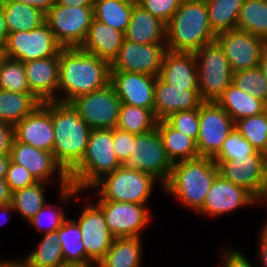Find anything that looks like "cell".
<instances>
[{"label":"cell","mask_w":267,"mask_h":267,"mask_svg":"<svg viewBox=\"0 0 267 267\" xmlns=\"http://www.w3.org/2000/svg\"><path fill=\"white\" fill-rule=\"evenodd\" d=\"M102 209L109 232L114 238L141 237L152 213L146 204L116 201H97Z\"/></svg>","instance_id":"cell-15"},{"label":"cell","mask_w":267,"mask_h":267,"mask_svg":"<svg viewBox=\"0 0 267 267\" xmlns=\"http://www.w3.org/2000/svg\"><path fill=\"white\" fill-rule=\"evenodd\" d=\"M156 129L172 164L199 157L197 144L193 138L175 130L165 120H158Z\"/></svg>","instance_id":"cell-28"},{"label":"cell","mask_w":267,"mask_h":267,"mask_svg":"<svg viewBox=\"0 0 267 267\" xmlns=\"http://www.w3.org/2000/svg\"><path fill=\"white\" fill-rule=\"evenodd\" d=\"M45 182H36L34 185L19 189L12 193L13 208L28 222L46 204Z\"/></svg>","instance_id":"cell-38"},{"label":"cell","mask_w":267,"mask_h":267,"mask_svg":"<svg viewBox=\"0 0 267 267\" xmlns=\"http://www.w3.org/2000/svg\"><path fill=\"white\" fill-rule=\"evenodd\" d=\"M5 44L9 58L23 63L58 56L63 49L46 22L30 31L8 33Z\"/></svg>","instance_id":"cell-12"},{"label":"cell","mask_w":267,"mask_h":267,"mask_svg":"<svg viewBox=\"0 0 267 267\" xmlns=\"http://www.w3.org/2000/svg\"><path fill=\"white\" fill-rule=\"evenodd\" d=\"M29 6H33L46 14L56 3V0H14Z\"/></svg>","instance_id":"cell-50"},{"label":"cell","mask_w":267,"mask_h":267,"mask_svg":"<svg viewBox=\"0 0 267 267\" xmlns=\"http://www.w3.org/2000/svg\"><path fill=\"white\" fill-rule=\"evenodd\" d=\"M10 191L13 193L19 189L34 185L37 181L23 166L10 161L5 177Z\"/></svg>","instance_id":"cell-46"},{"label":"cell","mask_w":267,"mask_h":267,"mask_svg":"<svg viewBox=\"0 0 267 267\" xmlns=\"http://www.w3.org/2000/svg\"><path fill=\"white\" fill-rule=\"evenodd\" d=\"M219 174L231 183L241 186L258 199L267 178V155L255 153L234 160L215 161Z\"/></svg>","instance_id":"cell-16"},{"label":"cell","mask_w":267,"mask_h":267,"mask_svg":"<svg viewBox=\"0 0 267 267\" xmlns=\"http://www.w3.org/2000/svg\"><path fill=\"white\" fill-rule=\"evenodd\" d=\"M8 212H12V213L15 212L12 203L0 205V218H2V220H0V226L2 224H5L6 222H8L9 218L8 217L5 218L6 214H8ZM3 218H5V220Z\"/></svg>","instance_id":"cell-56"},{"label":"cell","mask_w":267,"mask_h":267,"mask_svg":"<svg viewBox=\"0 0 267 267\" xmlns=\"http://www.w3.org/2000/svg\"><path fill=\"white\" fill-rule=\"evenodd\" d=\"M57 232L65 264L68 267H86V251L82 234L74 219H67Z\"/></svg>","instance_id":"cell-33"},{"label":"cell","mask_w":267,"mask_h":267,"mask_svg":"<svg viewBox=\"0 0 267 267\" xmlns=\"http://www.w3.org/2000/svg\"><path fill=\"white\" fill-rule=\"evenodd\" d=\"M54 147L57 163L69 174L86 152L91 129L70 103L52 101Z\"/></svg>","instance_id":"cell-3"},{"label":"cell","mask_w":267,"mask_h":267,"mask_svg":"<svg viewBox=\"0 0 267 267\" xmlns=\"http://www.w3.org/2000/svg\"><path fill=\"white\" fill-rule=\"evenodd\" d=\"M156 77L124 71H110V84L122 104L154 111V86Z\"/></svg>","instance_id":"cell-21"},{"label":"cell","mask_w":267,"mask_h":267,"mask_svg":"<svg viewBox=\"0 0 267 267\" xmlns=\"http://www.w3.org/2000/svg\"><path fill=\"white\" fill-rule=\"evenodd\" d=\"M10 161V155H0V178L6 177Z\"/></svg>","instance_id":"cell-55"},{"label":"cell","mask_w":267,"mask_h":267,"mask_svg":"<svg viewBox=\"0 0 267 267\" xmlns=\"http://www.w3.org/2000/svg\"><path fill=\"white\" fill-rule=\"evenodd\" d=\"M12 192L9 185L6 183L5 178H0V205L11 203Z\"/></svg>","instance_id":"cell-52"},{"label":"cell","mask_w":267,"mask_h":267,"mask_svg":"<svg viewBox=\"0 0 267 267\" xmlns=\"http://www.w3.org/2000/svg\"><path fill=\"white\" fill-rule=\"evenodd\" d=\"M126 168H133L154 176L162 184L168 182L173 164L168 158L158 130L135 135L130 157L123 164Z\"/></svg>","instance_id":"cell-9"},{"label":"cell","mask_w":267,"mask_h":267,"mask_svg":"<svg viewBox=\"0 0 267 267\" xmlns=\"http://www.w3.org/2000/svg\"><path fill=\"white\" fill-rule=\"evenodd\" d=\"M15 139L37 149L52 152L54 130L52 121V101L39 105L15 126Z\"/></svg>","instance_id":"cell-20"},{"label":"cell","mask_w":267,"mask_h":267,"mask_svg":"<svg viewBox=\"0 0 267 267\" xmlns=\"http://www.w3.org/2000/svg\"><path fill=\"white\" fill-rule=\"evenodd\" d=\"M58 242L57 231L45 233L36 249L24 258L26 267H68Z\"/></svg>","instance_id":"cell-35"},{"label":"cell","mask_w":267,"mask_h":267,"mask_svg":"<svg viewBox=\"0 0 267 267\" xmlns=\"http://www.w3.org/2000/svg\"><path fill=\"white\" fill-rule=\"evenodd\" d=\"M235 122L215 101H204L199 107V157L213 158L222 147Z\"/></svg>","instance_id":"cell-13"},{"label":"cell","mask_w":267,"mask_h":267,"mask_svg":"<svg viewBox=\"0 0 267 267\" xmlns=\"http://www.w3.org/2000/svg\"><path fill=\"white\" fill-rule=\"evenodd\" d=\"M124 38L123 32L93 18L87 37L80 48L111 64L117 57Z\"/></svg>","instance_id":"cell-25"},{"label":"cell","mask_w":267,"mask_h":267,"mask_svg":"<svg viewBox=\"0 0 267 267\" xmlns=\"http://www.w3.org/2000/svg\"><path fill=\"white\" fill-rule=\"evenodd\" d=\"M257 202H259V203L265 202L266 207H267V178L265 180L263 191L261 192L260 197L257 199ZM263 226L267 227V221L265 222V224Z\"/></svg>","instance_id":"cell-60"},{"label":"cell","mask_w":267,"mask_h":267,"mask_svg":"<svg viewBox=\"0 0 267 267\" xmlns=\"http://www.w3.org/2000/svg\"><path fill=\"white\" fill-rule=\"evenodd\" d=\"M120 166L113 147V129H93L82 161L68 174L70 185L89 190Z\"/></svg>","instance_id":"cell-5"},{"label":"cell","mask_w":267,"mask_h":267,"mask_svg":"<svg viewBox=\"0 0 267 267\" xmlns=\"http://www.w3.org/2000/svg\"><path fill=\"white\" fill-rule=\"evenodd\" d=\"M194 54L200 97L203 101H216L232 83L233 71L224 50L214 41Z\"/></svg>","instance_id":"cell-8"},{"label":"cell","mask_w":267,"mask_h":267,"mask_svg":"<svg viewBox=\"0 0 267 267\" xmlns=\"http://www.w3.org/2000/svg\"><path fill=\"white\" fill-rule=\"evenodd\" d=\"M69 103L91 130L116 128L122 102L111 84L79 95Z\"/></svg>","instance_id":"cell-11"},{"label":"cell","mask_w":267,"mask_h":267,"mask_svg":"<svg viewBox=\"0 0 267 267\" xmlns=\"http://www.w3.org/2000/svg\"><path fill=\"white\" fill-rule=\"evenodd\" d=\"M259 235V249L258 251L260 252V262L263 267H267V227H262Z\"/></svg>","instance_id":"cell-51"},{"label":"cell","mask_w":267,"mask_h":267,"mask_svg":"<svg viewBox=\"0 0 267 267\" xmlns=\"http://www.w3.org/2000/svg\"><path fill=\"white\" fill-rule=\"evenodd\" d=\"M234 122L241 118L259 115L267 110V104L238 89L232 83L215 101Z\"/></svg>","instance_id":"cell-27"},{"label":"cell","mask_w":267,"mask_h":267,"mask_svg":"<svg viewBox=\"0 0 267 267\" xmlns=\"http://www.w3.org/2000/svg\"><path fill=\"white\" fill-rule=\"evenodd\" d=\"M164 120L175 130L197 141L199 134V108L174 112Z\"/></svg>","instance_id":"cell-44"},{"label":"cell","mask_w":267,"mask_h":267,"mask_svg":"<svg viewBox=\"0 0 267 267\" xmlns=\"http://www.w3.org/2000/svg\"><path fill=\"white\" fill-rule=\"evenodd\" d=\"M14 140V125L0 122V155H10Z\"/></svg>","instance_id":"cell-49"},{"label":"cell","mask_w":267,"mask_h":267,"mask_svg":"<svg viewBox=\"0 0 267 267\" xmlns=\"http://www.w3.org/2000/svg\"><path fill=\"white\" fill-rule=\"evenodd\" d=\"M218 174V167L210 157L177 162L163 190L197 214Z\"/></svg>","instance_id":"cell-4"},{"label":"cell","mask_w":267,"mask_h":267,"mask_svg":"<svg viewBox=\"0 0 267 267\" xmlns=\"http://www.w3.org/2000/svg\"><path fill=\"white\" fill-rule=\"evenodd\" d=\"M166 44H138L124 38L110 71H124L157 77L167 51Z\"/></svg>","instance_id":"cell-18"},{"label":"cell","mask_w":267,"mask_h":267,"mask_svg":"<svg viewBox=\"0 0 267 267\" xmlns=\"http://www.w3.org/2000/svg\"><path fill=\"white\" fill-rule=\"evenodd\" d=\"M42 103L32 93L0 89V122L16 125Z\"/></svg>","instance_id":"cell-32"},{"label":"cell","mask_w":267,"mask_h":267,"mask_svg":"<svg viewBox=\"0 0 267 267\" xmlns=\"http://www.w3.org/2000/svg\"><path fill=\"white\" fill-rule=\"evenodd\" d=\"M60 208H62V210ZM60 208H57L59 209L57 211L56 208L52 207L51 204L49 205L48 203H46L28 223L30 224V226H32V229L34 228L37 231L43 232L44 234L55 232L67 220V217L65 216L66 213H64L63 210L64 207ZM46 221L48 222V226L46 228H43L45 227V225H47Z\"/></svg>","instance_id":"cell-43"},{"label":"cell","mask_w":267,"mask_h":267,"mask_svg":"<svg viewBox=\"0 0 267 267\" xmlns=\"http://www.w3.org/2000/svg\"><path fill=\"white\" fill-rule=\"evenodd\" d=\"M216 41L223 48L233 72L259 67L267 42L238 29L220 33Z\"/></svg>","instance_id":"cell-17"},{"label":"cell","mask_w":267,"mask_h":267,"mask_svg":"<svg viewBox=\"0 0 267 267\" xmlns=\"http://www.w3.org/2000/svg\"><path fill=\"white\" fill-rule=\"evenodd\" d=\"M134 138L135 135L128 131L121 130L117 127L113 129V147L121 165H123L131 155Z\"/></svg>","instance_id":"cell-47"},{"label":"cell","mask_w":267,"mask_h":267,"mask_svg":"<svg viewBox=\"0 0 267 267\" xmlns=\"http://www.w3.org/2000/svg\"><path fill=\"white\" fill-rule=\"evenodd\" d=\"M158 77L174 87L199 90L195 54L167 50Z\"/></svg>","instance_id":"cell-24"},{"label":"cell","mask_w":267,"mask_h":267,"mask_svg":"<svg viewBox=\"0 0 267 267\" xmlns=\"http://www.w3.org/2000/svg\"><path fill=\"white\" fill-rule=\"evenodd\" d=\"M141 237L114 238L105 256L96 267H141Z\"/></svg>","instance_id":"cell-29"},{"label":"cell","mask_w":267,"mask_h":267,"mask_svg":"<svg viewBox=\"0 0 267 267\" xmlns=\"http://www.w3.org/2000/svg\"><path fill=\"white\" fill-rule=\"evenodd\" d=\"M110 70L109 62L80 47L63 48L59 53L58 92L62 96L58 102L69 103L79 95L106 87L110 84Z\"/></svg>","instance_id":"cell-1"},{"label":"cell","mask_w":267,"mask_h":267,"mask_svg":"<svg viewBox=\"0 0 267 267\" xmlns=\"http://www.w3.org/2000/svg\"><path fill=\"white\" fill-rule=\"evenodd\" d=\"M135 3L133 0H93V18L125 34Z\"/></svg>","instance_id":"cell-31"},{"label":"cell","mask_w":267,"mask_h":267,"mask_svg":"<svg viewBox=\"0 0 267 267\" xmlns=\"http://www.w3.org/2000/svg\"><path fill=\"white\" fill-rule=\"evenodd\" d=\"M156 180L151 174L121 165L103 176L91 189L97 190L98 201L146 204Z\"/></svg>","instance_id":"cell-6"},{"label":"cell","mask_w":267,"mask_h":267,"mask_svg":"<svg viewBox=\"0 0 267 267\" xmlns=\"http://www.w3.org/2000/svg\"><path fill=\"white\" fill-rule=\"evenodd\" d=\"M85 204L78 221H74L81 230L86 251V267H96L111 247L114 237L108 230L102 209L97 204Z\"/></svg>","instance_id":"cell-14"},{"label":"cell","mask_w":267,"mask_h":267,"mask_svg":"<svg viewBox=\"0 0 267 267\" xmlns=\"http://www.w3.org/2000/svg\"><path fill=\"white\" fill-rule=\"evenodd\" d=\"M203 102L199 90L174 87L156 77L154 114L158 120H164L174 112L199 108Z\"/></svg>","instance_id":"cell-23"},{"label":"cell","mask_w":267,"mask_h":267,"mask_svg":"<svg viewBox=\"0 0 267 267\" xmlns=\"http://www.w3.org/2000/svg\"><path fill=\"white\" fill-rule=\"evenodd\" d=\"M256 202L257 199L245 188L231 183L218 174L197 214L221 217L220 215H226Z\"/></svg>","instance_id":"cell-19"},{"label":"cell","mask_w":267,"mask_h":267,"mask_svg":"<svg viewBox=\"0 0 267 267\" xmlns=\"http://www.w3.org/2000/svg\"><path fill=\"white\" fill-rule=\"evenodd\" d=\"M9 58L7 53L6 44L0 43V67L4 64V62Z\"/></svg>","instance_id":"cell-59"},{"label":"cell","mask_w":267,"mask_h":267,"mask_svg":"<svg viewBox=\"0 0 267 267\" xmlns=\"http://www.w3.org/2000/svg\"><path fill=\"white\" fill-rule=\"evenodd\" d=\"M124 36L138 44H166V24L136 2Z\"/></svg>","instance_id":"cell-26"},{"label":"cell","mask_w":267,"mask_h":267,"mask_svg":"<svg viewBox=\"0 0 267 267\" xmlns=\"http://www.w3.org/2000/svg\"><path fill=\"white\" fill-rule=\"evenodd\" d=\"M255 152L256 149L241 135L237 128H234L223 142L220 151L212 159L214 161L234 160Z\"/></svg>","instance_id":"cell-42"},{"label":"cell","mask_w":267,"mask_h":267,"mask_svg":"<svg viewBox=\"0 0 267 267\" xmlns=\"http://www.w3.org/2000/svg\"><path fill=\"white\" fill-rule=\"evenodd\" d=\"M0 267H26L24 260L18 259V260H10V261H0Z\"/></svg>","instance_id":"cell-57"},{"label":"cell","mask_w":267,"mask_h":267,"mask_svg":"<svg viewBox=\"0 0 267 267\" xmlns=\"http://www.w3.org/2000/svg\"><path fill=\"white\" fill-rule=\"evenodd\" d=\"M244 0H206L209 24L217 36L235 30Z\"/></svg>","instance_id":"cell-34"},{"label":"cell","mask_w":267,"mask_h":267,"mask_svg":"<svg viewBox=\"0 0 267 267\" xmlns=\"http://www.w3.org/2000/svg\"><path fill=\"white\" fill-rule=\"evenodd\" d=\"M0 89L17 93H32L28 86L24 63L8 58L0 67Z\"/></svg>","instance_id":"cell-41"},{"label":"cell","mask_w":267,"mask_h":267,"mask_svg":"<svg viewBox=\"0 0 267 267\" xmlns=\"http://www.w3.org/2000/svg\"><path fill=\"white\" fill-rule=\"evenodd\" d=\"M24 68L30 91L41 103L58 101L59 55L25 62Z\"/></svg>","instance_id":"cell-22"},{"label":"cell","mask_w":267,"mask_h":267,"mask_svg":"<svg viewBox=\"0 0 267 267\" xmlns=\"http://www.w3.org/2000/svg\"><path fill=\"white\" fill-rule=\"evenodd\" d=\"M158 119L154 111L147 108L122 104L117 128L140 135L154 130Z\"/></svg>","instance_id":"cell-37"},{"label":"cell","mask_w":267,"mask_h":267,"mask_svg":"<svg viewBox=\"0 0 267 267\" xmlns=\"http://www.w3.org/2000/svg\"><path fill=\"white\" fill-rule=\"evenodd\" d=\"M232 84L267 104V79L259 67L233 72Z\"/></svg>","instance_id":"cell-40"},{"label":"cell","mask_w":267,"mask_h":267,"mask_svg":"<svg viewBox=\"0 0 267 267\" xmlns=\"http://www.w3.org/2000/svg\"><path fill=\"white\" fill-rule=\"evenodd\" d=\"M221 267H257L253 266L240 251L232 248H223ZM223 264V265H222ZM220 267V266H219Z\"/></svg>","instance_id":"cell-48"},{"label":"cell","mask_w":267,"mask_h":267,"mask_svg":"<svg viewBox=\"0 0 267 267\" xmlns=\"http://www.w3.org/2000/svg\"><path fill=\"white\" fill-rule=\"evenodd\" d=\"M10 159L12 162L25 167L37 182L51 183L54 179L52 175L58 172L59 195L63 204L65 202L68 203L70 199L81 192L75 186L70 185L69 175L57 163L52 152L37 149L31 145L18 142L15 139L12 145Z\"/></svg>","instance_id":"cell-7"},{"label":"cell","mask_w":267,"mask_h":267,"mask_svg":"<svg viewBox=\"0 0 267 267\" xmlns=\"http://www.w3.org/2000/svg\"><path fill=\"white\" fill-rule=\"evenodd\" d=\"M259 68L264 73V76L267 79V48L264 50L262 54L261 61L259 63Z\"/></svg>","instance_id":"cell-58"},{"label":"cell","mask_w":267,"mask_h":267,"mask_svg":"<svg viewBox=\"0 0 267 267\" xmlns=\"http://www.w3.org/2000/svg\"><path fill=\"white\" fill-rule=\"evenodd\" d=\"M8 31L3 13L2 4L0 3V43H6Z\"/></svg>","instance_id":"cell-54"},{"label":"cell","mask_w":267,"mask_h":267,"mask_svg":"<svg viewBox=\"0 0 267 267\" xmlns=\"http://www.w3.org/2000/svg\"><path fill=\"white\" fill-rule=\"evenodd\" d=\"M2 4L8 33L30 31L45 23L42 11L14 0H4Z\"/></svg>","instance_id":"cell-30"},{"label":"cell","mask_w":267,"mask_h":267,"mask_svg":"<svg viewBox=\"0 0 267 267\" xmlns=\"http://www.w3.org/2000/svg\"><path fill=\"white\" fill-rule=\"evenodd\" d=\"M235 128L256 149L267 155V110L235 122Z\"/></svg>","instance_id":"cell-39"},{"label":"cell","mask_w":267,"mask_h":267,"mask_svg":"<svg viewBox=\"0 0 267 267\" xmlns=\"http://www.w3.org/2000/svg\"><path fill=\"white\" fill-rule=\"evenodd\" d=\"M267 42V0H244L237 28Z\"/></svg>","instance_id":"cell-36"},{"label":"cell","mask_w":267,"mask_h":267,"mask_svg":"<svg viewBox=\"0 0 267 267\" xmlns=\"http://www.w3.org/2000/svg\"><path fill=\"white\" fill-rule=\"evenodd\" d=\"M56 3L61 4L63 6H77V7H92L93 0H56Z\"/></svg>","instance_id":"cell-53"},{"label":"cell","mask_w":267,"mask_h":267,"mask_svg":"<svg viewBox=\"0 0 267 267\" xmlns=\"http://www.w3.org/2000/svg\"><path fill=\"white\" fill-rule=\"evenodd\" d=\"M184 0H138L137 3L167 24Z\"/></svg>","instance_id":"cell-45"},{"label":"cell","mask_w":267,"mask_h":267,"mask_svg":"<svg viewBox=\"0 0 267 267\" xmlns=\"http://www.w3.org/2000/svg\"><path fill=\"white\" fill-rule=\"evenodd\" d=\"M216 41L212 31L206 0H184L166 24L167 49L195 53Z\"/></svg>","instance_id":"cell-2"},{"label":"cell","mask_w":267,"mask_h":267,"mask_svg":"<svg viewBox=\"0 0 267 267\" xmlns=\"http://www.w3.org/2000/svg\"><path fill=\"white\" fill-rule=\"evenodd\" d=\"M93 19V7L63 6L55 3L46 13L45 22L63 48L80 47Z\"/></svg>","instance_id":"cell-10"}]
</instances>
